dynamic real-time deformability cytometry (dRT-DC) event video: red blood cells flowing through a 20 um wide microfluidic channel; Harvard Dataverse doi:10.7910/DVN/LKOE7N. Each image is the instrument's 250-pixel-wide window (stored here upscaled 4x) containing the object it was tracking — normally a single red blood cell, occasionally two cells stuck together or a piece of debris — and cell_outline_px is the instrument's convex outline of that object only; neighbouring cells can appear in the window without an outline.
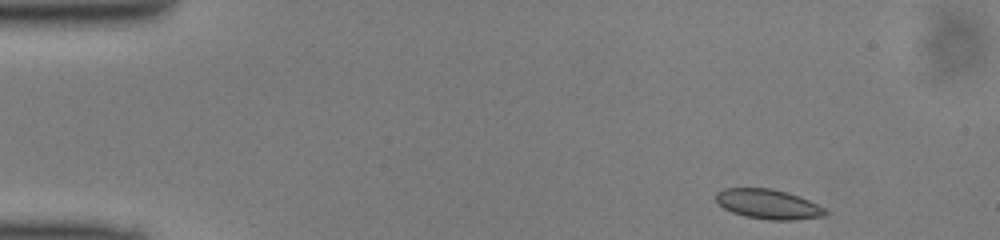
{"species": "common noctule bat (a hibernating species)", "species_latin": "Nyctalus noctula", "temperature_condition": "cold", "stored_images_in_passage": 44, "camera_frame_rate_fps": 3000, "um_per_image_px": 0.085, "animal": {"sex": "male", "body_mass_g": 13.0, "forearm_length_mm": 53.1}, "frame": {"image": 1, "passage_image": 1, "time_ms": 0.0, "image_size_px": [1000, 240], "cell_outline_px": [[828, 212], [824, 216], [796, 220], [768, 220], [744, 216], [732, 212], [724, 208], [716, 200], [716, 192], [724, 188], [772, 188], [788, 192], [800, 196], [824, 208]], "centroid_in_image_um": [65.3, 17.35], "position_along_channel_um": 19.7, "area_um2": 19.02}}
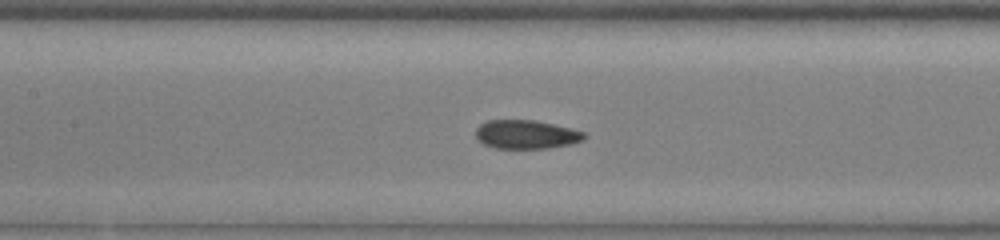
{"frame": {"image": 2, "passage_image": 18, "time_ms": 5.667, "image_size_px": [1000, 240], "cell_outline_px": [[588, 136], [584, 140], [572, 144], [548, 148], [496, 148], [484, 144], [476, 136], [476, 128], [480, 124], [488, 120], [536, 120], [584, 132]], "centroid_in_image_um": [44.75, 11.43], "position_along_channel_um": 162.7, "area_um2": 18.09}}
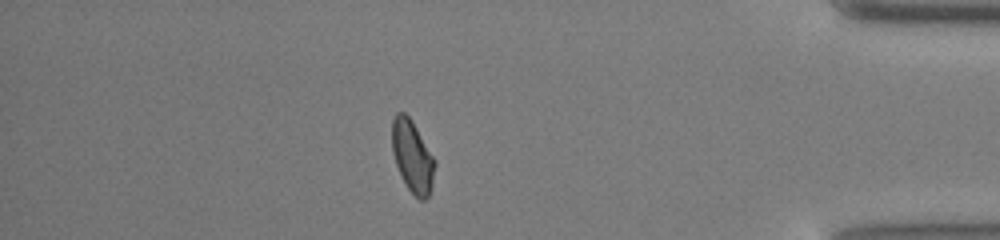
{"frame": {"image": 3, "passage_image": 38, "time_ms": 12.333, "image_size_px": [1000, 240], "cell_outline_px": [[436, 164], [432, 188], [428, 196], [424, 200], [420, 200], [408, 188], [396, 164], [392, 152], [392, 120], [396, 112], [404, 112], [412, 120], [436, 160]], "centroid_in_image_um": [35.07, 13.27], "position_along_channel_um": 400.1, "area_um2": 17.98}}